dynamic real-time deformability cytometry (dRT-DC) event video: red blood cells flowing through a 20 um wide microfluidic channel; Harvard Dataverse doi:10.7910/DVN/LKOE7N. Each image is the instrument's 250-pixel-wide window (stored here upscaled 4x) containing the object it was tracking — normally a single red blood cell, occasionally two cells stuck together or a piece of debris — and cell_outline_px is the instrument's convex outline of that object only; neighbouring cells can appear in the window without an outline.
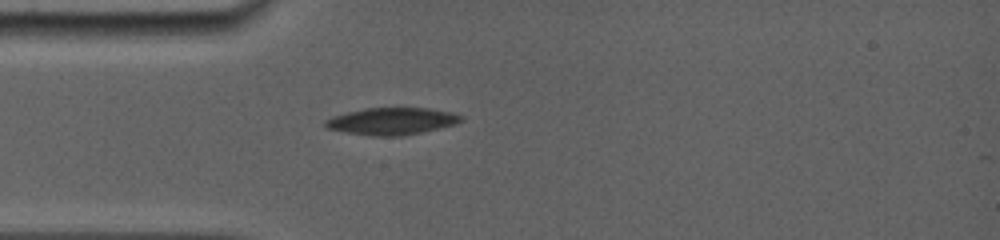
{"species": "common noctule bat (a hibernating species)", "species_latin": "Nyctalus noctula", "temperature_condition": "room temperature", "stored_images_in_passage": 15, "camera_frame_rate_fps": 5000, "um_per_image_px": 0.085, "animal": {"sex": "female", "body_mass_g": 19.0, "forearm_length_mm": 56.7}, "frame": {"image": 1, "passage_image": 1, "time_ms": 0.0, "image_size_px": [1000, 240], "cell_outline_px": [[464, 120], [456, 124], [420, 132], [400, 136], [372, 136], [344, 132], [328, 128], [324, 124], [324, 120], [332, 116], [364, 108], [428, 108], [452, 112], [464, 116]], "centroid_in_image_um": [33.31, 10.29], "position_along_channel_um": 51.7, "area_um2": 21.39}}
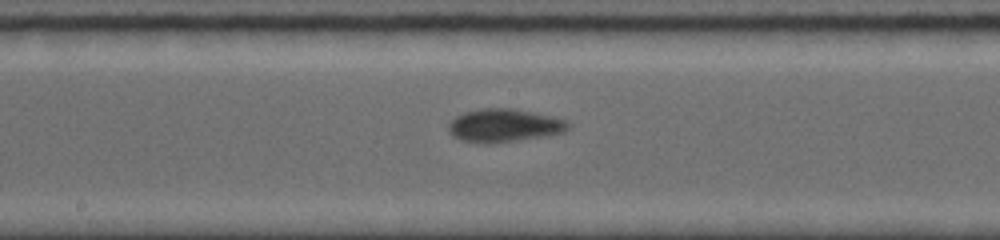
{"frame": {"image": 2, "passage_image": 9, "time_ms": 4.2, "image_size_px": [1000, 240], "cell_outline_px": [[572, 128], [564, 132], [548, 136], [492, 144], [488, 144], [460, 140], [452, 136], [448, 132], [448, 124], [456, 116], [464, 112], [480, 108], [512, 108], [532, 112], [568, 120], [572, 124]], "centroid_in_image_um": [42.88, 10.68], "position_along_channel_um": 205.3, "area_um2": 23.58}}
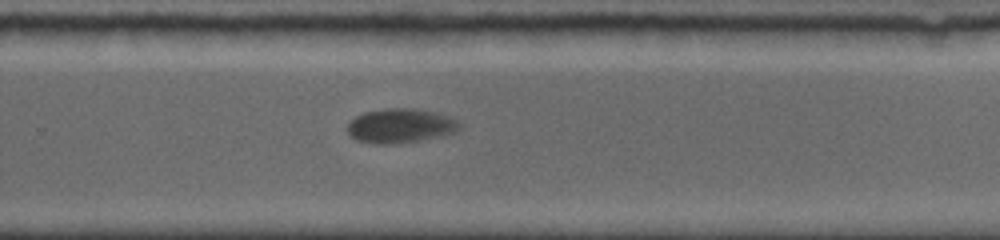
{"frame": {"image": 3, "passage_image": 15, "time_ms": 6.6, "image_size_px": [1000, 240], "cell_outline_px": [[460, 128], [456, 132], [420, 140], [392, 144], [376, 144], [356, 140], [348, 136], [348, 124], [356, 116], [364, 112], [384, 108], [416, 108], [436, 112], [448, 116], [456, 120], [460, 124]], "centroid_in_image_um": [34.01, 10.68], "position_along_channel_um": 295.8, "area_um2": 22.48}}